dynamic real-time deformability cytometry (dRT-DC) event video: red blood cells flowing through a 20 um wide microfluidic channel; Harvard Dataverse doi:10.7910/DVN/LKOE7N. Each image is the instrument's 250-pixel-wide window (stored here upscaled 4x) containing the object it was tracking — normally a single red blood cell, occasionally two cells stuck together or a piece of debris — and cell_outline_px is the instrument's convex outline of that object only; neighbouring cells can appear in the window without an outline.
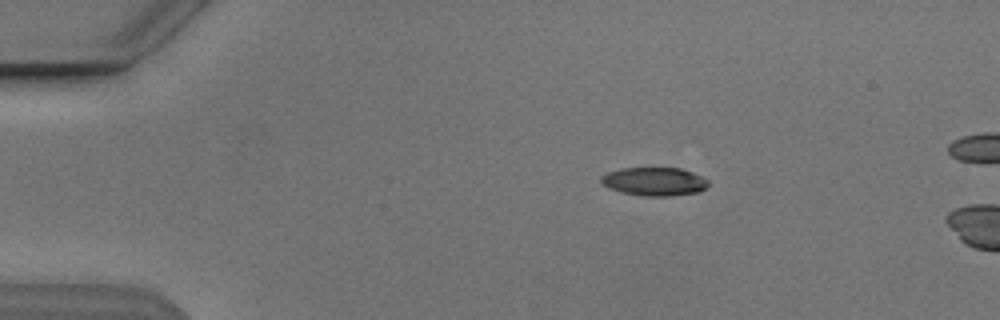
{"species": "Egyptian fruit bat (a non-hibernating species)", "species_latin": "Rousettus aegyptiacus", "temperature_condition": "cold", "stored_images_in_passage": 14, "camera_frame_rate_fps": 3000, "um_per_image_px": 0.085, "animal": {"sex": "male"}, "frame": {"image": 1, "passage_image": 10, "time_ms": 3.0, "image_size_px": [1000, 320], "cell_outline_px": [[708, 184], [700, 192], [668, 196], [640, 196], [620, 192], [608, 188], [600, 180], [600, 176], [608, 172], [620, 168], [680, 168], [704, 176], [708, 180]], "centroid_in_image_um": [55.61, 15.43], "position_along_channel_um": 29.4, "area_um2": 17.92}}